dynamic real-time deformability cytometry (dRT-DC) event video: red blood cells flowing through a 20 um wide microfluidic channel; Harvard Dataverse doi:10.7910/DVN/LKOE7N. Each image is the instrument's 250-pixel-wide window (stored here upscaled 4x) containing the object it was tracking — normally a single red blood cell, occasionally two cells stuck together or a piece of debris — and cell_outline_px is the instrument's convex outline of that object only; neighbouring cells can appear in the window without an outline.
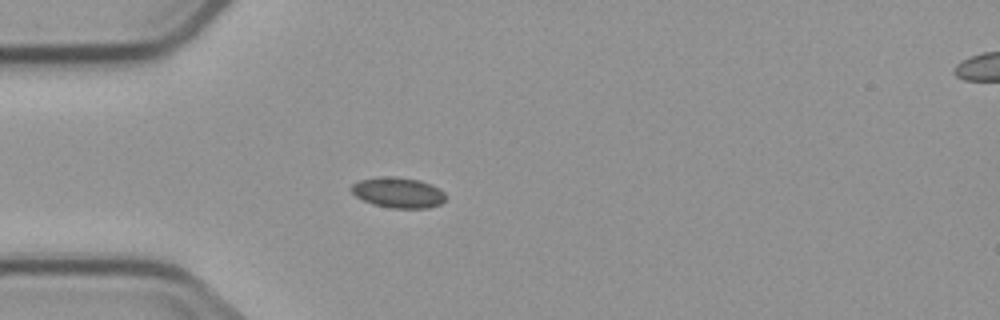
{"species": "common noctule bat (a hibernating species)", "species_latin": "Nyctalus noctula", "temperature_condition": "cold", "stored_images_in_passage": 5, "camera_frame_rate_fps": 3000, "um_per_image_px": 0.085, "animal": {"sex": "male", "body_mass_g": 23.1, "forearm_length_mm": 52.7}, "frame": {"image": 1, "passage_image": 4, "time_ms": 3.667, "image_size_px": [1000, 320], "cell_outline_px": [[448, 196], [440, 204], [428, 208], [392, 208], [372, 204], [356, 196], [348, 188], [352, 184], [360, 180], [388, 176], [396, 176], [420, 180], [432, 184], [440, 188]], "centroid_in_image_um": [33.87, 16.36], "position_along_channel_um": 51.1, "area_um2": 16.94}}